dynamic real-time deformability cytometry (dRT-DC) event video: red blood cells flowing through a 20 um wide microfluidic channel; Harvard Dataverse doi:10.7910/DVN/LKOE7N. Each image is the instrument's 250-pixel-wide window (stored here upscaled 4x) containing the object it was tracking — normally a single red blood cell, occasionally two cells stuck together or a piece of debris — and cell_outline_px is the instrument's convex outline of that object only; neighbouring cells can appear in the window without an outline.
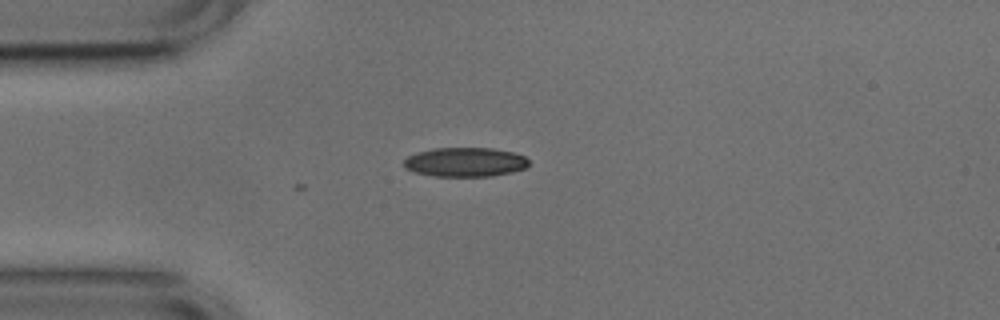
{"species": "common noctule bat (a hibernating species)", "species_latin": "Nyctalus noctula", "temperature_condition": "cold", "stored_images_in_passage": 18, "camera_frame_rate_fps": 3000, "um_per_image_px": 0.085, "animal": {"sex": "male", "body_mass_g": 17.9, "forearm_length_mm": 54.2}, "frame": {"image": 1, "passage_image": 1, "time_ms": 0.0, "image_size_px": [1000, 320], "cell_outline_px": [[528, 168], [512, 172], [492, 176], [436, 176], [416, 172], [404, 168], [404, 160], [408, 156], [416, 152], [432, 148], [492, 148], [512, 152], [524, 156], [528, 160]], "centroid_in_image_um": [39.54, 13.77], "position_along_channel_um": 45.5, "area_um2": 21.33}}
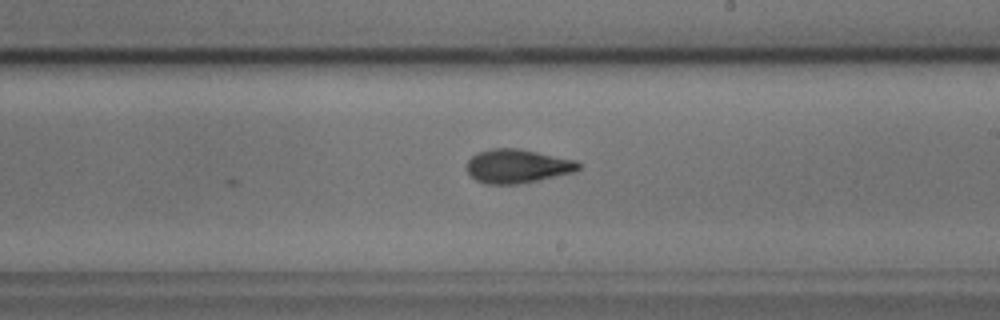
{"frame": {"image": 2, "passage_image": 18, "time_ms": 5.667, "image_size_px": [1000, 320], "cell_outline_px": [[580, 168], [576, 172], [540, 180], [516, 184], [484, 184], [476, 180], [468, 172], [468, 160], [476, 152], [492, 148], [516, 148], [576, 160], [580, 164]], "centroid_in_image_um": [43.99, 14.13], "position_along_channel_um": 245.0, "area_um2": 22.02}}